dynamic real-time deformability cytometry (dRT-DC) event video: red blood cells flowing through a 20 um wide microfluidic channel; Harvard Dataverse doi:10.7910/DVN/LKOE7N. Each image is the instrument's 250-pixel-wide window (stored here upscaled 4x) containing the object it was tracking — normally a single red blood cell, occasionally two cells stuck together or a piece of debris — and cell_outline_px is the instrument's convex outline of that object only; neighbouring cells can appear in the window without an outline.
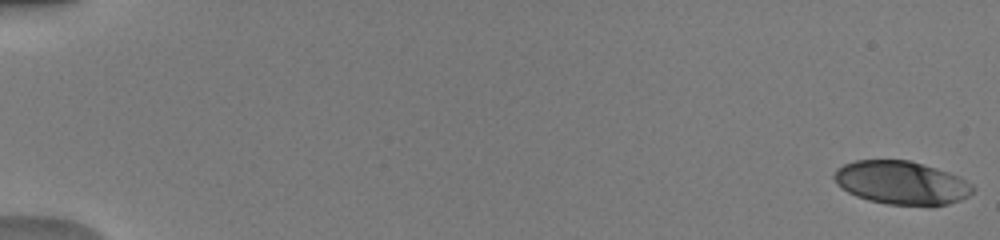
{"species": "human", "species_latin": "Homo sapiens", "temperature_condition": "warm", "stored_images_in_passage": 51, "camera_frame_rate_fps": 3000, "um_per_image_px": 0.085, "donor": {"sex": "male"}, "frame": {"image": 1, "passage_image": 1, "time_ms": 0.0, "image_size_px": [1000, 240], "cell_outline_px": [[972, 192], [968, 196], [960, 200], [948, 204], [888, 204], [868, 200], [856, 196], [848, 192], [836, 184], [832, 176], [836, 168], [844, 164], [856, 160], [908, 160], [936, 168], [948, 172], [972, 184]], "centroid_in_image_um": [76.55, 15.52], "position_along_channel_um": 8.4, "area_um2": 34.56}}
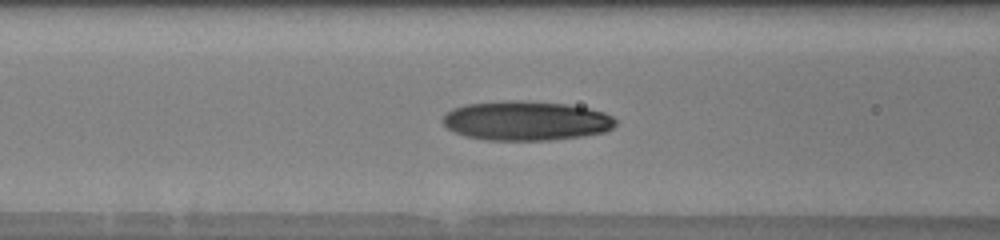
{"frame": {"image": 2, "passage_image": 23, "time_ms": 7.333, "image_size_px": [1000, 240], "cell_outline_px": [[616, 124], [612, 128], [604, 132], [580, 136], [548, 140], [488, 140], [464, 136], [448, 128], [444, 124], [444, 116], [452, 108], [464, 104], [504, 100], [516, 100], [568, 104], [588, 108], [604, 112], [612, 116], [616, 120]], "centroid_in_image_um": [44.72, 10.25], "position_along_channel_um": 121.9, "area_um2": 39.65}}
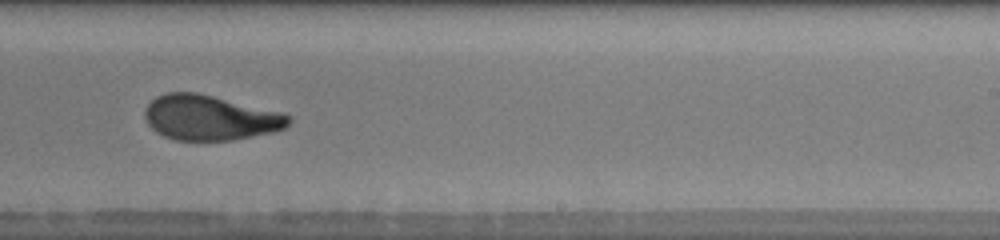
{"frame": {"image": 3, "passage_image": 34, "time_ms": 11.0, "image_size_px": [1000, 240], "cell_outline_px": [[292, 120], [284, 128], [272, 132], [232, 140], [176, 140], [164, 136], [156, 132], [148, 124], [144, 116], [144, 108], [156, 96], [168, 92], [196, 92], [284, 112], [292, 116]], "centroid_in_image_um": [17.86, 9.99], "position_along_channel_um": 271.1, "area_um2": 37.92}, "authors_computed_cell_mechanics": {"area_um2": 37.9168, "velocity_mm_per_s": 4.0848, "shape_relaxation_time_tau1_ms": 7.0278, "shape_relaxation_time_tau2_ms": 1.4212, "deformation_change_tau1": 0.2498, "deformation_change_tau2": 0.0799}}